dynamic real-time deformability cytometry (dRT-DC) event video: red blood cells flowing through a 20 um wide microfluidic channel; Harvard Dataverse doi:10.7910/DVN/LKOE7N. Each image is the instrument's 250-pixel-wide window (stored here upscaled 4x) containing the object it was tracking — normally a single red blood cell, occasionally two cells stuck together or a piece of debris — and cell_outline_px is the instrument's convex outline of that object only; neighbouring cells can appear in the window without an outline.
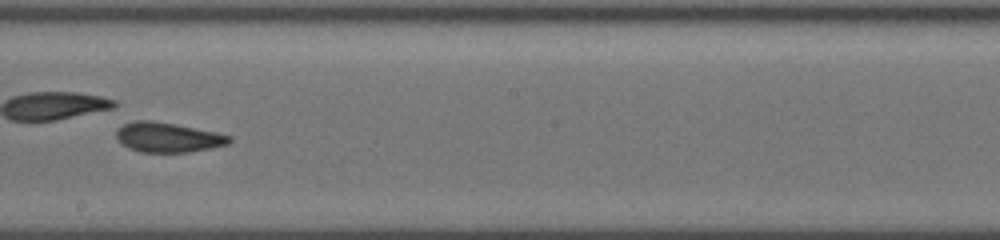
{"species": "common noctule bat (a hibernating species)", "species_latin": "Nyctalus noctula", "temperature_condition": "cold", "stored_images_in_passage": 32, "camera_frame_rate_fps": 3000, "um_per_image_px": 0.085, "animal": {"sex": "female", "body_mass_g": 19.5, "forearm_length_mm": 54.1}, "frame": {"image": 1, "passage_image": 19, "time_ms": 8.333, "image_size_px": [1000, 240], "cell_outline_px": [[232, 140], [228, 144], [188, 152], [140, 152], [128, 148], [120, 144], [116, 140], [116, 132], [124, 124], [136, 120], [152, 120], [176, 124], [216, 132], [232, 136]], "centroid_in_image_um": [14.24, 11.67], "position_along_channel_um": 234.0, "area_um2": 19.65}}